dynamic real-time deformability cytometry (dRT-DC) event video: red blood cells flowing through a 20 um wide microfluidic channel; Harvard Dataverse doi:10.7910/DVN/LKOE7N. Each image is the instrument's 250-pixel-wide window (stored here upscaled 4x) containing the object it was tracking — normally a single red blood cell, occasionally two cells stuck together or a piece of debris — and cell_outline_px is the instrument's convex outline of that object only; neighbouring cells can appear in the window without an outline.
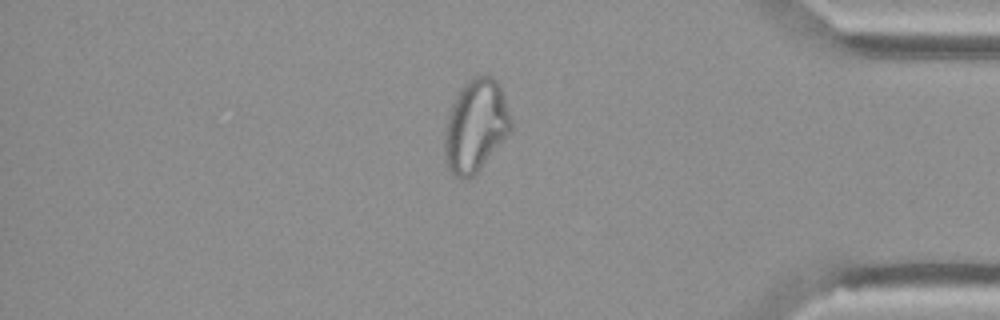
{"species": "Egyptian fruit bat (a non-hibernating species)", "species_latin": "Rousettus aegyptiacus", "temperature_condition": "cold", "stored_images_in_passage": 53, "camera_frame_rate_fps": 3000, "um_per_image_px": 0.085, "animal": {"sex": "female"}, "frame": {"image": 1, "passage_image": 46, "time_ms": 15.0, "image_size_px": [1000, 320], "cell_outline_px": [[512, 128], [508, 136], [480, 168], [468, 180], [464, 180], [452, 176], [444, 160], [444, 132], [448, 116], [452, 104], [456, 96], [464, 84], [472, 76], [484, 72], [488, 72], [500, 84], [512, 120]], "centroid_in_image_um": [40.43, 10.68], "position_along_channel_um": 394.8, "area_um2": 36.41}}